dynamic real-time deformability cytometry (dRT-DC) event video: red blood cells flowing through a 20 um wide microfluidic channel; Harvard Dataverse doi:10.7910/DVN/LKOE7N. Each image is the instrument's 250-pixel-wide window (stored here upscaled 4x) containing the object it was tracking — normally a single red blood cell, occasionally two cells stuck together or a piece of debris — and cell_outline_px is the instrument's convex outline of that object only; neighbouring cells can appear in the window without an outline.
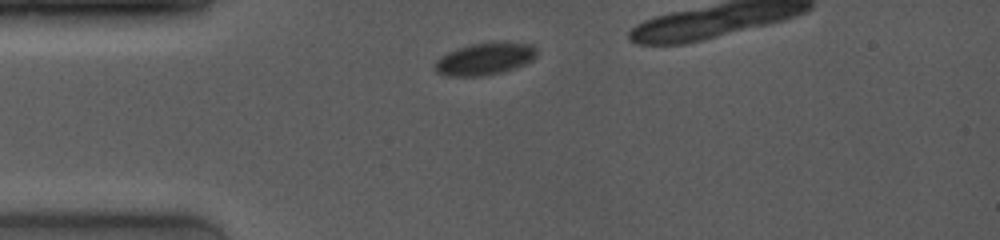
{"species": "common noctule bat (a hibernating species)", "species_latin": "Nyctalus noctula", "temperature_condition": "room temperature", "stored_images_in_passage": 14, "camera_frame_rate_fps": 4000, "um_per_image_px": 0.085, "animal": {"sex": "female", "body_mass_g": 19.0, "forearm_length_mm": 53.3}, "frame": {"image": 1, "passage_image": 1, "time_ms": 0.0, "image_size_px": [1000, 240], "cell_outline_px": [[536, 56], [532, 60], [524, 64], [504, 72], [480, 76], [444, 76], [436, 72], [436, 60], [440, 56], [456, 48], [468, 44], [492, 40], [508, 40], [532, 44], [536, 48]], "centroid_in_image_um": [41.23, 4.96], "position_along_channel_um": 43.8, "area_um2": 19.77}}
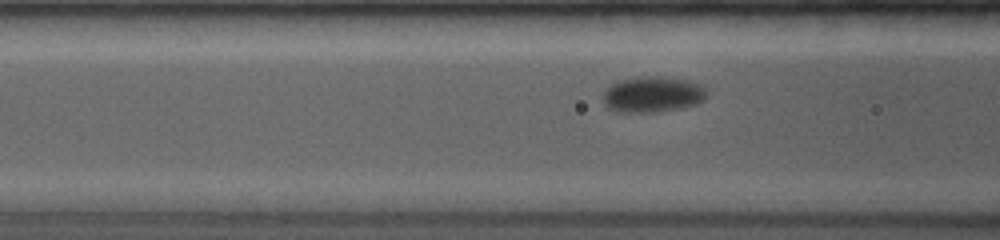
{"frame": {"image": 2, "passage_image": 10, "time_ms": 2.25, "image_size_px": [1000, 240], "cell_outline_px": [[704, 100], [696, 104], [680, 108], [652, 112], [616, 112], [608, 108], [604, 104], [604, 92], [616, 80], [640, 76], [660, 76], [684, 80], [700, 84], [704, 88]], "centroid_in_image_um": [55.42, 8.02], "position_along_channel_um": 111.2, "area_um2": 21.5}}